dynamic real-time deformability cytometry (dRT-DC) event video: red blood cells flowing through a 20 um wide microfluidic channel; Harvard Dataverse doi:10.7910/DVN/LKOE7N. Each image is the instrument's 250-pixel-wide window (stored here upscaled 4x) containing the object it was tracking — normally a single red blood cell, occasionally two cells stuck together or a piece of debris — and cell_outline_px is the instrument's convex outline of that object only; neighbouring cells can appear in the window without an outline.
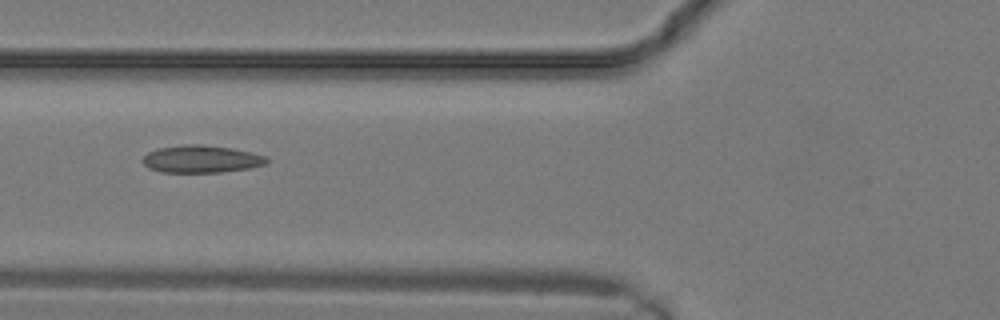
{"species": "common noctule bat (a hibernating species)", "species_latin": "Nyctalus noctula", "temperature_condition": "warm", "stored_images_in_passage": 4, "camera_frame_rate_fps": 3000, "um_per_image_px": 0.085, "animal": {"sex": "male", "body_mass_g": 19.2, "forearm_length_mm": 51.8}, "frame": {"image": 1, "passage_image": 3, "time_ms": 0.667, "image_size_px": [1000, 320], "cell_outline_px": [[268, 164], [248, 168], [220, 172], [160, 172], [148, 168], [140, 160], [148, 152], [156, 148], [184, 144], [200, 144], [232, 148], [264, 156], [268, 160]], "centroid_in_image_um": [17.05, 13.51], "position_along_channel_um": 108.8, "area_um2": 19.83}}